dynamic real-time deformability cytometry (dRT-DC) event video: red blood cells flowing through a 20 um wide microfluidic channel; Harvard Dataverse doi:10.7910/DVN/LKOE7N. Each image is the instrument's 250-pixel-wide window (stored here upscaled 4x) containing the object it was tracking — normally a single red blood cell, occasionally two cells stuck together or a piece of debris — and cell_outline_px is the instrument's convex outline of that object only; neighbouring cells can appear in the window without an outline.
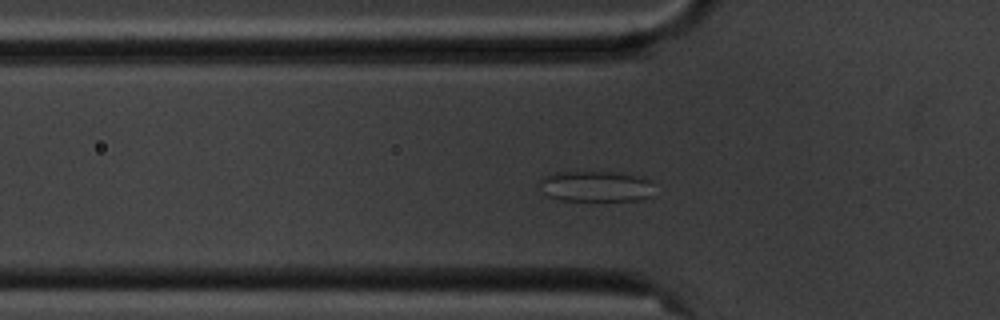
{"species": "common noctule bat (a hibernating species)", "species_latin": "Nyctalus noctula", "temperature_condition": "cold", "stored_images_in_passage": 52, "camera_frame_rate_fps": 3000, "um_per_image_px": 0.085, "animal": {"sex": "male", "body_mass_g": 20.1, "forearm_length_mm": 53.5}, "frame": {"image": 1, "passage_image": 13, "time_ms": 4.0, "image_size_px": [1000, 320], "cell_outline_px": [[652, 196], [644, 200], [560, 200], [548, 196], [544, 192], [540, 180], [544, 176], [556, 172], [624, 172], [648, 180]], "centroid_in_image_um": [50.64, 15.84], "position_along_channel_um": 75.2, "area_um2": 20.29}}
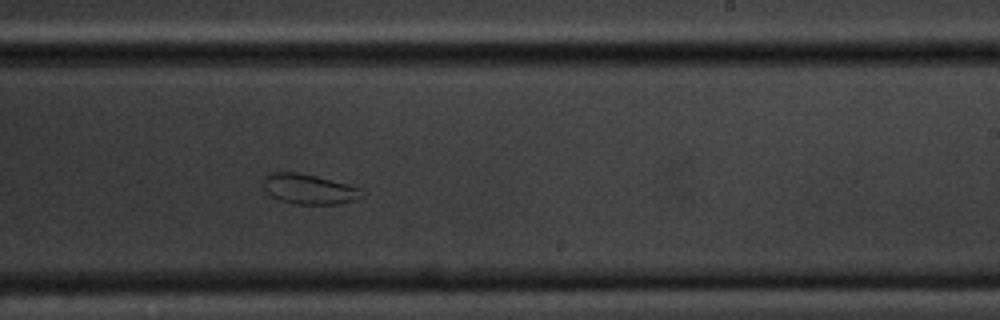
{"frame": {"image": 2, "passage_image": 29, "time_ms": 9.333, "image_size_px": [1000, 320], "cell_outline_px": [[364, 196], [356, 200], [336, 204], [296, 204], [280, 200], [272, 196], [264, 188], [264, 176], [268, 172], [296, 172], [316, 176], [348, 184], [360, 188]], "centroid_in_image_um": [26.27, 16.07], "position_along_channel_um": 262.7, "area_um2": 17.22}}
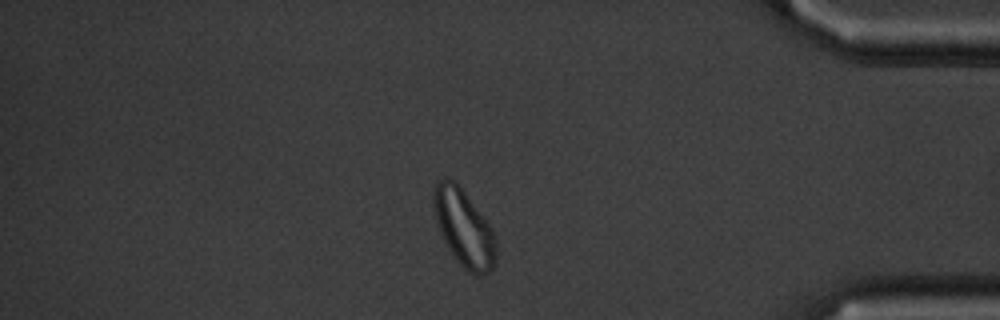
{"frame": {"image": 3, "passage_image": 43, "time_ms": 14.0, "image_size_px": [1000, 320], "cell_outline_px": [[496, 260], [492, 268], [488, 272], [480, 276], [476, 276], [468, 272], [456, 260], [448, 248], [444, 240], [436, 220], [432, 200], [432, 192], [436, 184], [440, 180], [448, 176], [456, 180], [488, 224], [496, 236]], "centroid_in_image_um": [39.42, 19.37], "position_along_channel_um": 395.8, "area_um2": 27.98}}